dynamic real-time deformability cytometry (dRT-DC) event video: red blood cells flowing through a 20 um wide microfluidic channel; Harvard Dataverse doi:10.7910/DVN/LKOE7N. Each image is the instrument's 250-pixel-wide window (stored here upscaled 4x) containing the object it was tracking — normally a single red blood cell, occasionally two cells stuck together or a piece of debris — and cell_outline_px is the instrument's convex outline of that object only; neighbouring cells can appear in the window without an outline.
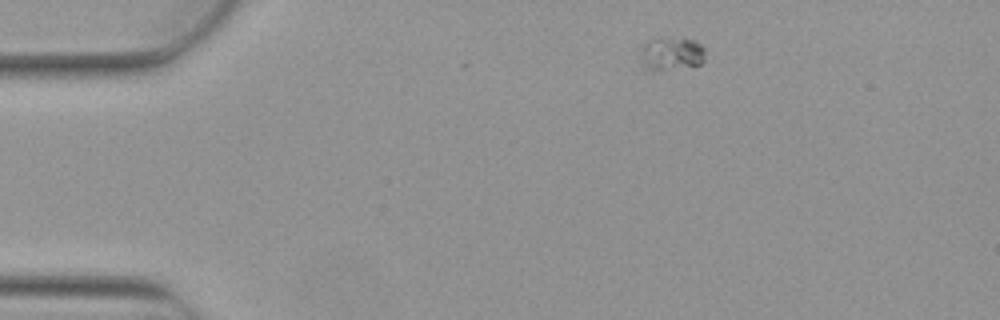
{"species": "Egyptian fruit bat (a non-hibernating species)", "species_latin": "Rousettus aegyptiacus", "temperature_condition": "warm", "stored_images_in_passage": 4, "camera_frame_rate_fps": 3000, "um_per_image_px": 0.085, "animal": {"sex": "female"}, "frame": {"image": 1, "passage_image": 1, "time_ms": 0.0, "image_size_px": [1000, 320], "cell_outline_px": [[704, 60], [700, 64], [652, 72], [640, 72], [640, 60], [644, 44], [652, 36], [660, 36], [696, 40], [704, 48]], "centroid_in_image_um": [56.96, 4.58], "position_along_channel_um": 28.0, "area_um2": 13.29}}
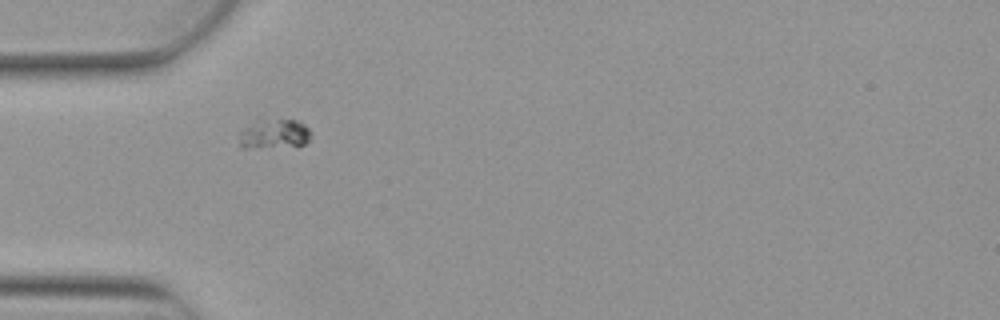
{"frame": {"image": 2, "passage_image": 3, "time_ms": 0.667, "image_size_px": [1000, 320], "cell_outline_px": [[312, 132], [308, 140], [304, 144], [248, 148], [240, 148], [240, 132], [244, 128], [256, 120], [264, 116], [300, 120]], "centroid_in_image_um": [23.3, 11.3], "position_along_channel_um": 61.7, "area_um2": 12.72}}
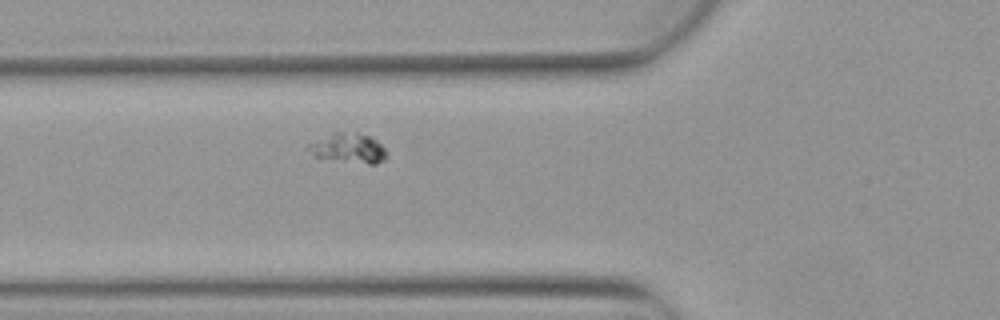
{"frame": {"image": 3, "passage_image": 4, "time_ms": 1.0, "image_size_px": [1000, 320], "cell_outline_px": [[388, 156], [384, 160], [376, 164], [368, 164], [316, 156], [304, 148], [308, 144], [332, 132], [356, 132], [368, 136], [376, 140], [388, 152]], "centroid_in_image_um": [29.64, 12.58], "position_along_channel_um": 96.2, "area_um2": 13.41}}